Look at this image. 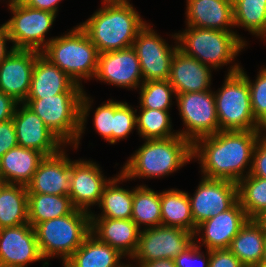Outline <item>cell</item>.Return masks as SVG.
<instances>
[{
    "label": "cell",
    "instance_id": "19",
    "mask_svg": "<svg viewBox=\"0 0 266 267\" xmlns=\"http://www.w3.org/2000/svg\"><path fill=\"white\" fill-rule=\"evenodd\" d=\"M36 50L14 49L0 64V90L23 103L28 96Z\"/></svg>",
    "mask_w": 266,
    "mask_h": 267
},
{
    "label": "cell",
    "instance_id": "29",
    "mask_svg": "<svg viewBox=\"0 0 266 267\" xmlns=\"http://www.w3.org/2000/svg\"><path fill=\"white\" fill-rule=\"evenodd\" d=\"M112 177L104 187L99 203L102 210L101 215L91 213V217H105L112 219H131L133 206V189H124L118 185L119 182L127 181V178L120 172ZM100 215V216H99Z\"/></svg>",
    "mask_w": 266,
    "mask_h": 267
},
{
    "label": "cell",
    "instance_id": "10",
    "mask_svg": "<svg viewBox=\"0 0 266 267\" xmlns=\"http://www.w3.org/2000/svg\"><path fill=\"white\" fill-rule=\"evenodd\" d=\"M211 90L182 93L175 97L179 115L186 127L178 130V134L192 144L219 131L215 96Z\"/></svg>",
    "mask_w": 266,
    "mask_h": 267
},
{
    "label": "cell",
    "instance_id": "18",
    "mask_svg": "<svg viewBox=\"0 0 266 267\" xmlns=\"http://www.w3.org/2000/svg\"><path fill=\"white\" fill-rule=\"evenodd\" d=\"M248 220L249 218L246 212L239 201H237L230 209L199 224L194 233L195 243H197L199 247L205 245V250L209 251L228 249L232 239ZM197 235H199V239L196 237ZM201 242L202 244L200 245Z\"/></svg>",
    "mask_w": 266,
    "mask_h": 267
},
{
    "label": "cell",
    "instance_id": "27",
    "mask_svg": "<svg viewBox=\"0 0 266 267\" xmlns=\"http://www.w3.org/2000/svg\"><path fill=\"white\" fill-rule=\"evenodd\" d=\"M265 243L266 227L257 219H249L228 249L245 267H255L262 262Z\"/></svg>",
    "mask_w": 266,
    "mask_h": 267
},
{
    "label": "cell",
    "instance_id": "28",
    "mask_svg": "<svg viewBox=\"0 0 266 267\" xmlns=\"http://www.w3.org/2000/svg\"><path fill=\"white\" fill-rule=\"evenodd\" d=\"M161 225L195 233L188 192L168 189L160 192Z\"/></svg>",
    "mask_w": 266,
    "mask_h": 267
},
{
    "label": "cell",
    "instance_id": "46",
    "mask_svg": "<svg viewBox=\"0 0 266 267\" xmlns=\"http://www.w3.org/2000/svg\"><path fill=\"white\" fill-rule=\"evenodd\" d=\"M10 42L11 39L9 37L7 28L4 24L0 26V64L2 61L11 53L14 51V48L11 46L9 50H7L8 47H6V43Z\"/></svg>",
    "mask_w": 266,
    "mask_h": 267
},
{
    "label": "cell",
    "instance_id": "42",
    "mask_svg": "<svg viewBox=\"0 0 266 267\" xmlns=\"http://www.w3.org/2000/svg\"><path fill=\"white\" fill-rule=\"evenodd\" d=\"M209 267H245L229 249L210 250Z\"/></svg>",
    "mask_w": 266,
    "mask_h": 267
},
{
    "label": "cell",
    "instance_id": "11",
    "mask_svg": "<svg viewBox=\"0 0 266 267\" xmlns=\"http://www.w3.org/2000/svg\"><path fill=\"white\" fill-rule=\"evenodd\" d=\"M172 38L176 44L170 47L149 23L138 32L132 48L140 62L143 82L169 80L171 60L178 49L176 33Z\"/></svg>",
    "mask_w": 266,
    "mask_h": 267
},
{
    "label": "cell",
    "instance_id": "3",
    "mask_svg": "<svg viewBox=\"0 0 266 267\" xmlns=\"http://www.w3.org/2000/svg\"><path fill=\"white\" fill-rule=\"evenodd\" d=\"M90 98L86 92L61 93L43 99H26L23 103L31 108L66 146L71 144L72 148L77 149L93 103Z\"/></svg>",
    "mask_w": 266,
    "mask_h": 267
},
{
    "label": "cell",
    "instance_id": "17",
    "mask_svg": "<svg viewBox=\"0 0 266 267\" xmlns=\"http://www.w3.org/2000/svg\"><path fill=\"white\" fill-rule=\"evenodd\" d=\"M95 79L117 87L137 89L143 83L140 62L132 47L98 56Z\"/></svg>",
    "mask_w": 266,
    "mask_h": 267
},
{
    "label": "cell",
    "instance_id": "49",
    "mask_svg": "<svg viewBox=\"0 0 266 267\" xmlns=\"http://www.w3.org/2000/svg\"><path fill=\"white\" fill-rule=\"evenodd\" d=\"M8 185L2 178H0V194L2 190Z\"/></svg>",
    "mask_w": 266,
    "mask_h": 267
},
{
    "label": "cell",
    "instance_id": "32",
    "mask_svg": "<svg viewBox=\"0 0 266 267\" xmlns=\"http://www.w3.org/2000/svg\"><path fill=\"white\" fill-rule=\"evenodd\" d=\"M131 219L141 229L161 225L160 192L154 191L146 185L133 189V206Z\"/></svg>",
    "mask_w": 266,
    "mask_h": 267
},
{
    "label": "cell",
    "instance_id": "9",
    "mask_svg": "<svg viewBox=\"0 0 266 267\" xmlns=\"http://www.w3.org/2000/svg\"><path fill=\"white\" fill-rule=\"evenodd\" d=\"M8 8L13 16L3 24L13 43L12 47L41 52L54 38L45 40L57 15L49 11L30 8L25 4L11 5Z\"/></svg>",
    "mask_w": 266,
    "mask_h": 267
},
{
    "label": "cell",
    "instance_id": "4",
    "mask_svg": "<svg viewBox=\"0 0 266 267\" xmlns=\"http://www.w3.org/2000/svg\"><path fill=\"white\" fill-rule=\"evenodd\" d=\"M144 142L120 170L127 180L168 176L193 159L192 143L180 135Z\"/></svg>",
    "mask_w": 266,
    "mask_h": 267
},
{
    "label": "cell",
    "instance_id": "25",
    "mask_svg": "<svg viewBox=\"0 0 266 267\" xmlns=\"http://www.w3.org/2000/svg\"><path fill=\"white\" fill-rule=\"evenodd\" d=\"M44 158L43 153L18 145L0 158V178L8 184L27 186Z\"/></svg>",
    "mask_w": 266,
    "mask_h": 267
},
{
    "label": "cell",
    "instance_id": "30",
    "mask_svg": "<svg viewBox=\"0 0 266 267\" xmlns=\"http://www.w3.org/2000/svg\"><path fill=\"white\" fill-rule=\"evenodd\" d=\"M28 222L38 223L71 214L76 208L68 195L28 193Z\"/></svg>",
    "mask_w": 266,
    "mask_h": 267
},
{
    "label": "cell",
    "instance_id": "50",
    "mask_svg": "<svg viewBox=\"0 0 266 267\" xmlns=\"http://www.w3.org/2000/svg\"><path fill=\"white\" fill-rule=\"evenodd\" d=\"M259 221L266 227V212L262 215Z\"/></svg>",
    "mask_w": 266,
    "mask_h": 267
},
{
    "label": "cell",
    "instance_id": "1",
    "mask_svg": "<svg viewBox=\"0 0 266 267\" xmlns=\"http://www.w3.org/2000/svg\"><path fill=\"white\" fill-rule=\"evenodd\" d=\"M263 132L218 131L196 140L192 144V158L201 164L202 177L238 183L250 173L246 168L251 169L253 150Z\"/></svg>",
    "mask_w": 266,
    "mask_h": 267
},
{
    "label": "cell",
    "instance_id": "43",
    "mask_svg": "<svg viewBox=\"0 0 266 267\" xmlns=\"http://www.w3.org/2000/svg\"><path fill=\"white\" fill-rule=\"evenodd\" d=\"M18 146L13 119L0 123V158Z\"/></svg>",
    "mask_w": 266,
    "mask_h": 267
},
{
    "label": "cell",
    "instance_id": "39",
    "mask_svg": "<svg viewBox=\"0 0 266 267\" xmlns=\"http://www.w3.org/2000/svg\"><path fill=\"white\" fill-rule=\"evenodd\" d=\"M94 128L105 141L112 144V130H114V100L109 99L97 107L92 119Z\"/></svg>",
    "mask_w": 266,
    "mask_h": 267
},
{
    "label": "cell",
    "instance_id": "21",
    "mask_svg": "<svg viewBox=\"0 0 266 267\" xmlns=\"http://www.w3.org/2000/svg\"><path fill=\"white\" fill-rule=\"evenodd\" d=\"M83 87L40 53L36 57L27 99H43L61 93H84Z\"/></svg>",
    "mask_w": 266,
    "mask_h": 267
},
{
    "label": "cell",
    "instance_id": "52",
    "mask_svg": "<svg viewBox=\"0 0 266 267\" xmlns=\"http://www.w3.org/2000/svg\"><path fill=\"white\" fill-rule=\"evenodd\" d=\"M232 6L240 2L241 0H227Z\"/></svg>",
    "mask_w": 266,
    "mask_h": 267
},
{
    "label": "cell",
    "instance_id": "5",
    "mask_svg": "<svg viewBox=\"0 0 266 267\" xmlns=\"http://www.w3.org/2000/svg\"><path fill=\"white\" fill-rule=\"evenodd\" d=\"M73 28L64 35L54 37L41 54L75 83L82 85V80L95 78L99 52L79 25Z\"/></svg>",
    "mask_w": 266,
    "mask_h": 267
},
{
    "label": "cell",
    "instance_id": "6",
    "mask_svg": "<svg viewBox=\"0 0 266 267\" xmlns=\"http://www.w3.org/2000/svg\"><path fill=\"white\" fill-rule=\"evenodd\" d=\"M34 229L46 261L43 267H48L47 259L54 256L64 264L91 233V214L75 209L71 214L38 223Z\"/></svg>",
    "mask_w": 266,
    "mask_h": 267
},
{
    "label": "cell",
    "instance_id": "34",
    "mask_svg": "<svg viewBox=\"0 0 266 267\" xmlns=\"http://www.w3.org/2000/svg\"><path fill=\"white\" fill-rule=\"evenodd\" d=\"M234 26L266 40V0H241L233 6Z\"/></svg>",
    "mask_w": 266,
    "mask_h": 267
},
{
    "label": "cell",
    "instance_id": "35",
    "mask_svg": "<svg viewBox=\"0 0 266 267\" xmlns=\"http://www.w3.org/2000/svg\"><path fill=\"white\" fill-rule=\"evenodd\" d=\"M169 111L141 108L136 115V123L142 139H166L179 135L178 131H172V120Z\"/></svg>",
    "mask_w": 266,
    "mask_h": 267
},
{
    "label": "cell",
    "instance_id": "7",
    "mask_svg": "<svg viewBox=\"0 0 266 267\" xmlns=\"http://www.w3.org/2000/svg\"><path fill=\"white\" fill-rule=\"evenodd\" d=\"M178 49L217 70L230 64L248 43L237 32L186 26L176 33Z\"/></svg>",
    "mask_w": 266,
    "mask_h": 267
},
{
    "label": "cell",
    "instance_id": "40",
    "mask_svg": "<svg viewBox=\"0 0 266 267\" xmlns=\"http://www.w3.org/2000/svg\"><path fill=\"white\" fill-rule=\"evenodd\" d=\"M203 253L201 247L194 242L174 259L176 267H209L210 251L207 250L206 255Z\"/></svg>",
    "mask_w": 266,
    "mask_h": 267
},
{
    "label": "cell",
    "instance_id": "16",
    "mask_svg": "<svg viewBox=\"0 0 266 267\" xmlns=\"http://www.w3.org/2000/svg\"><path fill=\"white\" fill-rule=\"evenodd\" d=\"M41 260L35 229L29 223L0 229V267H27Z\"/></svg>",
    "mask_w": 266,
    "mask_h": 267
},
{
    "label": "cell",
    "instance_id": "38",
    "mask_svg": "<svg viewBox=\"0 0 266 267\" xmlns=\"http://www.w3.org/2000/svg\"><path fill=\"white\" fill-rule=\"evenodd\" d=\"M126 102L114 101V130H112V144L128 138L131 131L137 128L136 113Z\"/></svg>",
    "mask_w": 266,
    "mask_h": 267
},
{
    "label": "cell",
    "instance_id": "47",
    "mask_svg": "<svg viewBox=\"0 0 266 267\" xmlns=\"http://www.w3.org/2000/svg\"><path fill=\"white\" fill-rule=\"evenodd\" d=\"M128 265L129 267H135V265L133 266V264H130V262ZM136 267H176V264L174 259L164 258L150 262L137 263Z\"/></svg>",
    "mask_w": 266,
    "mask_h": 267
},
{
    "label": "cell",
    "instance_id": "26",
    "mask_svg": "<svg viewBox=\"0 0 266 267\" xmlns=\"http://www.w3.org/2000/svg\"><path fill=\"white\" fill-rule=\"evenodd\" d=\"M124 255L90 233L82 245L62 264L63 267H129ZM122 263V264H121Z\"/></svg>",
    "mask_w": 266,
    "mask_h": 267
},
{
    "label": "cell",
    "instance_id": "23",
    "mask_svg": "<svg viewBox=\"0 0 266 267\" xmlns=\"http://www.w3.org/2000/svg\"><path fill=\"white\" fill-rule=\"evenodd\" d=\"M213 68L177 49L172 60L169 82L176 95L210 90Z\"/></svg>",
    "mask_w": 266,
    "mask_h": 267
},
{
    "label": "cell",
    "instance_id": "13",
    "mask_svg": "<svg viewBox=\"0 0 266 267\" xmlns=\"http://www.w3.org/2000/svg\"><path fill=\"white\" fill-rule=\"evenodd\" d=\"M195 231L199 224L230 209L238 201L237 183L202 177L193 196L188 193Z\"/></svg>",
    "mask_w": 266,
    "mask_h": 267
},
{
    "label": "cell",
    "instance_id": "8",
    "mask_svg": "<svg viewBox=\"0 0 266 267\" xmlns=\"http://www.w3.org/2000/svg\"><path fill=\"white\" fill-rule=\"evenodd\" d=\"M234 63L225 76L222 88L214 92L219 131H250L265 128L254 118L247 79Z\"/></svg>",
    "mask_w": 266,
    "mask_h": 267
},
{
    "label": "cell",
    "instance_id": "45",
    "mask_svg": "<svg viewBox=\"0 0 266 267\" xmlns=\"http://www.w3.org/2000/svg\"><path fill=\"white\" fill-rule=\"evenodd\" d=\"M62 0H27L25 5L30 8L49 11L57 15L58 5Z\"/></svg>",
    "mask_w": 266,
    "mask_h": 267
},
{
    "label": "cell",
    "instance_id": "36",
    "mask_svg": "<svg viewBox=\"0 0 266 267\" xmlns=\"http://www.w3.org/2000/svg\"><path fill=\"white\" fill-rule=\"evenodd\" d=\"M140 107L169 111L175 90L169 80L144 81L140 87Z\"/></svg>",
    "mask_w": 266,
    "mask_h": 267
},
{
    "label": "cell",
    "instance_id": "12",
    "mask_svg": "<svg viewBox=\"0 0 266 267\" xmlns=\"http://www.w3.org/2000/svg\"><path fill=\"white\" fill-rule=\"evenodd\" d=\"M195 234L187 230L159 225L143 228L140 232L138 247L131 257L136 263L158 259H175L195 242Z\"/></svg>",
    "mask_w": 266,
    "mask_h": 267
},
{
    "label": "cell",
    "instance_id": "15",
    "mask_svg": "<svg viewBox=\"0 0 266 267\" xmlns=\"http://www.w3.org/2000/svg\"><path fill=\"white\" fill-rule=\"evenodd\" d=\"M99 167L92 160L71 161L69 197L76 209L91 214V206L99 205L104 187L111 180L104 177Z\"/></svg>",
    "mask_w": 266,
    "mask_h": 267
},
{
    "label": "cell",
    "instance_id": "53",
    "mask_svg": "<svg viewBox=\"0 0 266 267\" xmlns=\"http://www.w3.org/2000/svg\"><path fill=\"white\" fill-rule=\"evenodd\" d=\"M255 267H266V264L265 263H261V264H258L257 266Z\"/></svg>",
    "mask_w": 266,
    "mask_h": 267
},
{
    "label": "cell",
    "instance_id": "51",
    "mask_svg": "<svg viewBox=\"0 0 266 267\" xmlns=\"http://www.w3.org/2000/svg\"><path fill=\"white\" fill-rule=\"evenodd\" d=\"M261 263H265L266 264V243H265V248H264L263 258H262V262Z\"/></svg>",
    "mask_w": 266,
    "mask_h": 267
},
{
    "label": "cell",
    "instance_id": "22",
    "mask_svg": "<svg viewBox=\"0 0 266 267\" xmlns=\"http://www.w3.org/2000/svg\"><path fill=\"white\" fill-rule=\"evenodd\" d=\"M140 232L132 219L91 217V233L128 259L137 250Z\"/></svg>",
    "mask_w": 266,
    "mask_h": 267
},
{
    "label": "cell",
    "instance_id": "2",
    "mask_svg": "<svg viewBox=\"0 0 266 267\" xmlns=\"http://www.w3.org/2000/svg\"><path fill=\"white\" fill-rule=\"evenodd\" d=\"M99 8L79 26L87 33L99 54L132 47L138 32L147 24L130 0H101Z\"/></svg>",
    "mask_w": 266,
    "mask_h": 267
},
{
    "label": "cell",
    "instance_id": "33",
    "mask_svg": "<svg viewBox=\"0 0 266 267\" xmlns=\"http://www.w3.org/2000/svg\"><path fill=\"white\" fill-rule=\"evenodd\" d=\"M238 201L249 219L266 212V179L248 174L237 183Z\"/></svg>",
    "mask_w": 266,
    "mask_h": 267
},
{
    "label": "cell",
    "instance_id": "41",
    "mask_svg": "<svg viewBox=\"0 0 266 267\" xmlns=\"http://www.w3.org/2000/svg\"><path fill=\"white\" fill-rule=\"evenodd\" d=\"M247 171L252 176L266 179V131L263 135L261 134L256 142L252 155L251 169L247 168Z\"/></svg>",
    "mask_w": 266,
    "mask_h": 267
},
{
    "label": "cell",
    "instance_id": "20",
    "mask_svg": "<svg viewBox=\"0 0 266 267\" xmlns=\"http://www.w3.org/2000/svg\"><path fill=\"white\" fill-rule=\"evenodd\" d=\"M63 149L55 155L45 156L27 185L28 193L52 195L70 194L71 159Z\"/></svg>",
    "mask_w": 266,
    "mask_h": 267
},
{
    "label": "cell",
    "instance_id": "44",
    "mask_svg": "<svg viewBox=\"0 0 266 267\" xmlns=\"http://www.w3.org/2000/svg\"><path fill=\"white\" fill-rule=\"evenodd\" d=\"M18 103L12 96L0 90V123L13 118Z\"/></svg>",
    "mask_w": 266,
    "mask_h": 267
},
{
    "label": "cell",
    "instance_id": "37",
    "mask_svg": "<svg viewBox=\"0 0 266 267\" xmlns=\"http://www.w3.org/2000/svg\"><path fill=\"white\" fill-rule=\"evenodd\" d=\"M243 69L241 67L239 72L248 82L254 118L266 129V67L259 70L255 82L250 80Z\"/></svg>",
    "mask_w": 266,
    "mask_h": 267
},
{
    "label": "cell",
    "instance_id": "31",
    "mask_svg": "<svg viewBox=\"0 0 266 267\" xmlns=\"http://www.w3.org/2000/svg\"><path fill=\"white\" fill-rule=\"evenodd\" d=\"M27 186L8 184L0 194V229L28 222Z\"/></svg>",
    "mask_w": 266,
    "mask_h": 267
},
{
    "label": "cell",
    "instance_id": "48",
    "mask_svg": "<svg viewBox=\"0 0 266 267\" xmlns=\"http://www.w3.org/2000/svg\"><path fill=\"white\" fill-rule=\"evenodd\" d=\"M27 0H9L7 6L16 5V4H25Z\"/></svg>",
    "mask_w": 266,
    "mask_h": 267
},
{
    "label": "cell",
    "instance_id": "14",
    "mask_svg": "<svg viewBox=\"0 0 266 267\" xmlns=\"http://www.w3.org/2000/svg\"><path fill=\"white\" fill-rule=\"evenodd\" d=\"M12 119L19 146L45 156L55 155L66 146L25 103H18Z\"/></svg>",
    "mask_w": 266,
    "mask_h": 267
},
{
    "label": "cell",
    "instance_id": "24",
    "mask_svg": "<svg viewBox=\"0 0 266 267\" xmlns=\"http://www.w3.org/2000/svg\"><path fill=\"white\" fill-rule=\"evenodd\" d=\"M186 1V26L233 31V6L227 0Z\"/></svg>",
    "mask_w": 266,
    "mask_h": 267
}]
</instances>
